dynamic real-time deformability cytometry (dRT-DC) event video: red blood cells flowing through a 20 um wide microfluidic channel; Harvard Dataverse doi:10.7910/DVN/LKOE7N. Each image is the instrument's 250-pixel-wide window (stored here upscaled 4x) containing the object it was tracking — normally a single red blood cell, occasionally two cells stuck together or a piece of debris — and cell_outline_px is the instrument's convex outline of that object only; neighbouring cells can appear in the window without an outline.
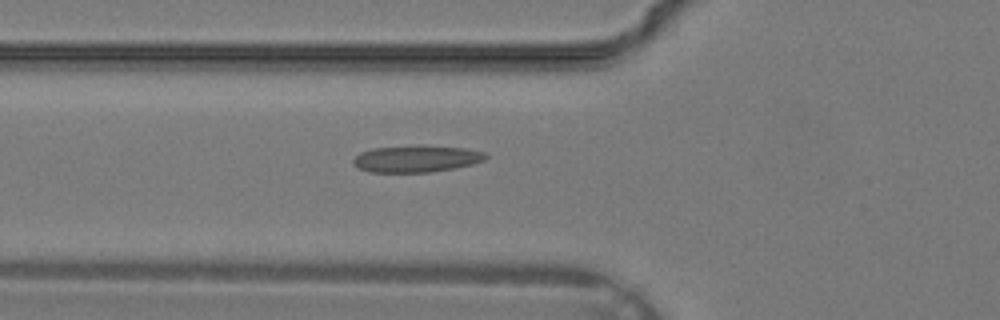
{"species": "common noctule bat (a hibernating species)", "species_latin": "Nyctalus noctula", "temperature_condition": "warm", "stored_images_in_passage": 25, "camera_frame_rate_fps": 3000, "um_per_image_px": 0.085, "animal": {"sex": "male", "body_mass_g": 19.2, "forearm_length_mm": 51.8}, "frame": {"image": 1, "passage_image": 3, "time_ms": 0.667, "image_size_px": [1000, 320], "cell_outline_px": [[488, 156], [484, 160], [472, 164], [452, 168], [428, 172], [368, 172], [352, 164], [352, 160], [360, 152], [372, 148], [464, 148], [484, 152]], "centroid_in_image_um": [35.34, 13.54], "position_along_channel_um": 90.5, "area_um2": 19.54}}
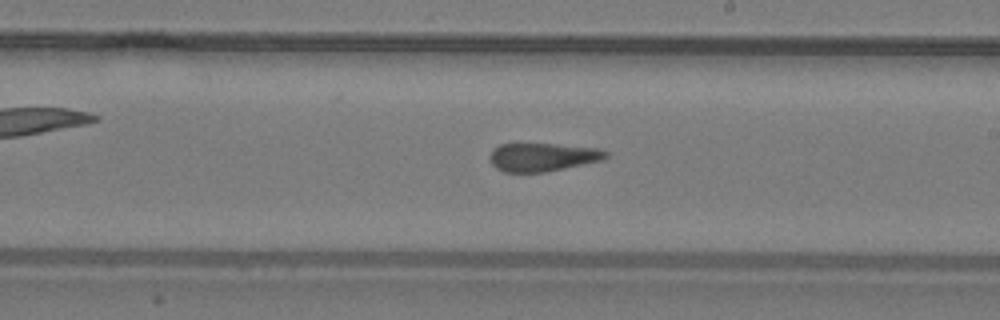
{"frame": {"image": 2, "passage_image": 11, "time_ms": 3.333, "image_size_px": [1000, 320], "cell_outline_px": [[608, 156], [600, 160], [544, 172], [504, 172], [496, 168], [492, 164], [488, 156], [492, 148], [500, 144], [556, 144], [600, 148], [608, 152]], "centroid_in_image_um": [46.07, 13.34], "position_along_channel_um": 242.9, "area_um2": 19.07}}
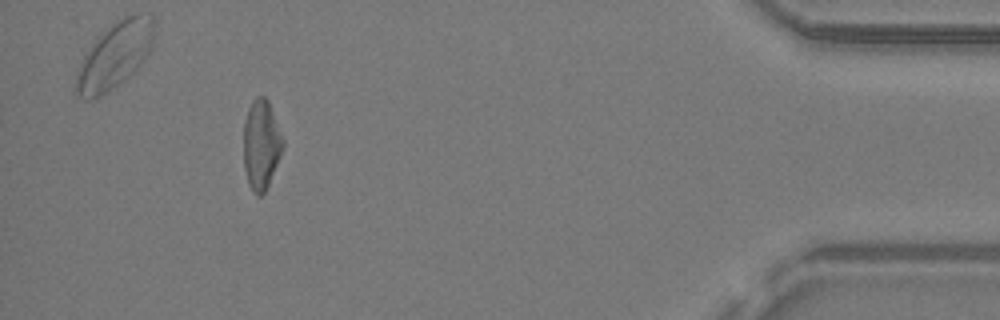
{"frame": {"image": 3, "passage_image": 23, "time_ms": 7.333, "image_size_px": [1000, 320], "cell_outline_px": [[284, 148], [268, 184], [264, 192], [260, 196], [256, 196], [252, 192], [248, 184], [244, 168], [244, 120], [248, 108], [252, 100], [256, 96], [264, 96], [268, 100], [284, 140]], "centroid_in_image_um": [22.2, 12.29], "position_along_channel_um": 413.0, "area_um2": 20.63}}